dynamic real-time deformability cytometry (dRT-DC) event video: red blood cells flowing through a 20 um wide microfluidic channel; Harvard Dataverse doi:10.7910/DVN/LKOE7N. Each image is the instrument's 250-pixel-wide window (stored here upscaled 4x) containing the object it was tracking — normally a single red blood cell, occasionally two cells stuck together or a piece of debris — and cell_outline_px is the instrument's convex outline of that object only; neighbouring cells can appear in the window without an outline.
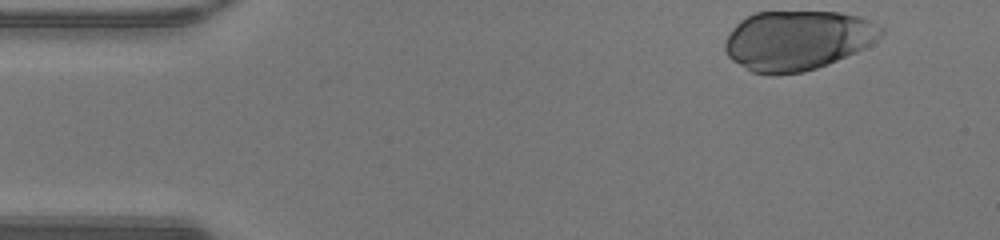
{"species": "human", "species_latin": "Homo sapiens", "temperature_condition": "warm", "stored_images_in_passage": 44, "camera_frame_rate_fps": 3000, "um_per_image_px": 0.085, "donor": {"sex": "male"}, "frame": {"image": 1, "passage_image": 1, "time_ms": 0.0, "image_size_px": [1000, 240], "cell_outline_px": [[884, 32], [876, 40], [864, 48], [856, 52], [816, 68], [804, 72], [776, 76], [772, 76], [752, 72], [732, 60], [728, 56], [724, 48], [724, 44], [732, 28], [740, 20], [756, 12], [840, 12], [860, 16], [884, 28]], "centroid_in_image_um": [67.77, 3.43], "position_along_channel_um": 17.2, "area_um2": 54.33}}